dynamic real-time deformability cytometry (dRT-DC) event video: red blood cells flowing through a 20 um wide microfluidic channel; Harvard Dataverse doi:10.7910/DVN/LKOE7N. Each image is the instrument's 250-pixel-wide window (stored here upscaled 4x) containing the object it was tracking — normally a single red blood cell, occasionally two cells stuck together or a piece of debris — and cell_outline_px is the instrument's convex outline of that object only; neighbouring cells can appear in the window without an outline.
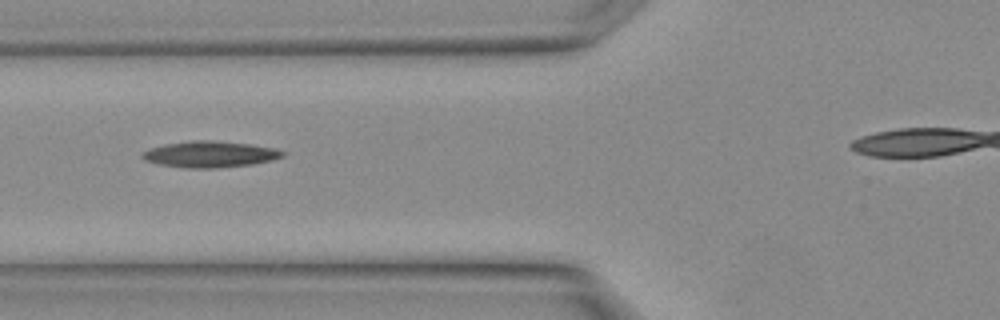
{"species": "Egyptian fruit bat (a non-hibernating species)", "species_latin": "Rousettus aegyptiacus", "temperature_condition": "warm", "stored_images_in_passage": 18, "camera_frame_rate_fps": 3000, "um_per_image_px": 0.085, "animal": {"sex": "female"}, "frame": {"image": 1, "passage_image": 3, "time_ms": 0.667, "image_size_px": [1000, 320], "cell_outline_px": [[284, 156], [272, 160], [252, 164], [216, 168], [188, 168], [160, 164], [144, 160], [140, 156], [144, 152], [152, 148], [164, 144], [192, 140], [208, 140], [248, 144], [276, 148], [284, 152]], "centroid_in_image_um": [17.85, 13.11], "position_along_channel_um": 107.9, "area_um2": 21.21}}